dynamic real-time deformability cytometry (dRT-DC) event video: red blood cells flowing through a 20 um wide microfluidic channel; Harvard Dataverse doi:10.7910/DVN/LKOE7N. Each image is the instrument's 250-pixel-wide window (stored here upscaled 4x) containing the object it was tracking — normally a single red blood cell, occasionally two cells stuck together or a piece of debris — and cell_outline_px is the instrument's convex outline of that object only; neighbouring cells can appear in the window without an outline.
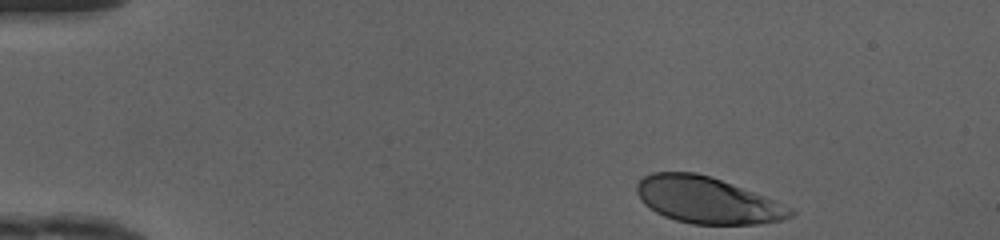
{"species": "human", "species_latin": "Homo sapiens", "temperature_condition": "cold", "stored_images_in_passage": 36, "camera_frame_rate_fps": 3000, "um_per_image_px": 0.085, "donor": {"sex": "female"}, "frame": {"image": 1, "passage_image": 1, "time_ms": 0.0, "image_size_px": [1000, 240], "cell_outline_px": [[796, 212], [792, 216], [784, 220], [760, 224], [692, 224], [676, 220], [664, 216], [656, 212], [644, 204], [640, 200], [636, 192], [636, 184], [644, 176], [652, 172], [696, 172], [712, 176], [764, 196], [792, 208]], "centroid_in_image_um": [60.1, 17.01], "position_along_channel_um": 24.9, "area_um2": 41.73}}
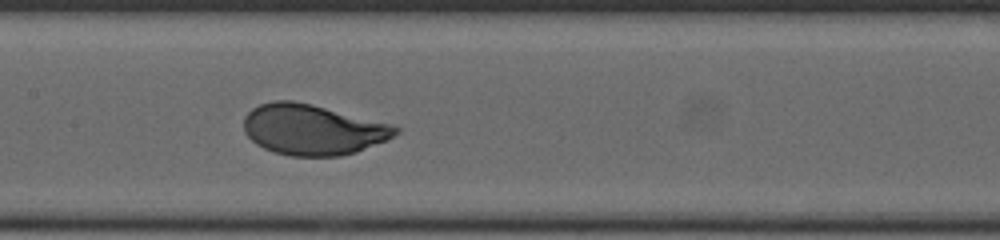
{"frame": {"image": 2, "passage_image": 19, "time_ms": 6.0, "image_size_px": [1000, 240], "cell_outline_px": [[400, 132], [384, 140], [356, 152], [340, 156], [292, 156], [276, 152], [264, 148], [256, 144], [244, 132], [244, 116], [252, 108], [260, 104], [272, 100], [292, 100], [312, 104], [388, 124], [400, 128]], "centroid_in_image_um": [26.52, 11.01], "position_along_channel_um": 180.9, "area_um2": 44.22}}
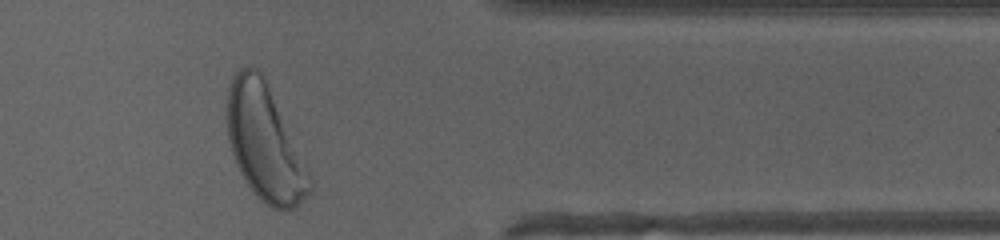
{"frame": {"image": 3, "passage_image": 35, "time_ms": 11.333, "image_size_px": [1000, 240], "cell_outline_px": [[316, 180], [312, 192], [296, 208], [272, 208], [260, 200], [256, 196], [240, 172], [236, 164], [228, 140], [224, 116], [228, 88], [236, 72], [240, 68], [256, 68], [260, 72], [308, 164]], "centroid_in_image_um": [22.53, 12.2], "position_along_channel_um": 388.9, "area_um2": 56.24}, "authors_computed_cell_mechanics": {"area_um2": 44.2459, "velocity_mm_per_s": 4.1409, "shape_relaxation_time_tau1_ms": 1.7588, "shape_relaxation_time_tau2_ms": null, "deformation_change_tau1": 0.1547, "deformation_change_tau2": null}}